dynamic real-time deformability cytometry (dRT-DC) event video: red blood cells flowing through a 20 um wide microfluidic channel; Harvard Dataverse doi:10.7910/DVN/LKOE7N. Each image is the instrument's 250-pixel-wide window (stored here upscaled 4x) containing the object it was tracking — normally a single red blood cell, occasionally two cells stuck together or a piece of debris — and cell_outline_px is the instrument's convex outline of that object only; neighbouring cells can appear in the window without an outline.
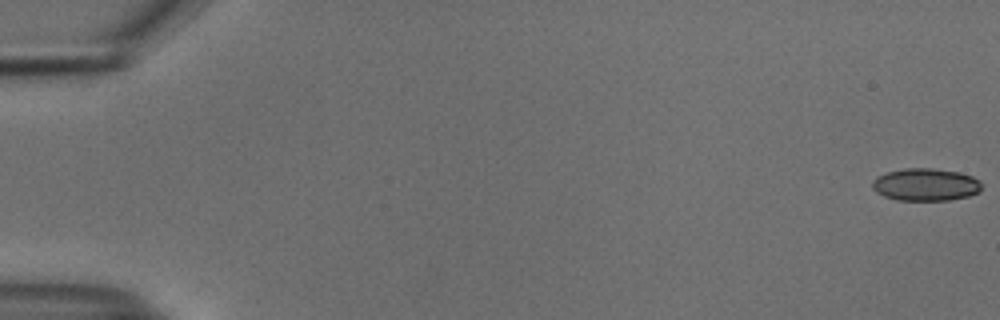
{"species": "common noctule bat (a hibernating species)", "species_latin": "Nyctalus noctula", "temperature_condition": "cold", "stored_images_in_passage": 55, "camera_frame_rate_fps": 3000, "um_per_image_px": 0.085, "animal": {"sex": "male", "body_mass_g": 18.8}, "frame": {"image": 1, "passage_image": 1, "time_ms": 0.0, "image_size_px": [1000, 320], "cell_outline_px": [[980, 192], [968, 196], [948, 200], [896, 200], [884, 196], [876, 192], [872, 188], [872, 180], [876, 176], [888, 172], [904, 168], [932, 168], [956, 172], [972, 176], [980, 180]], "centroid_in_image_um": [78.65, 15.69], "position_along_channel_um": 6.4, "area_um2": 20.69}}
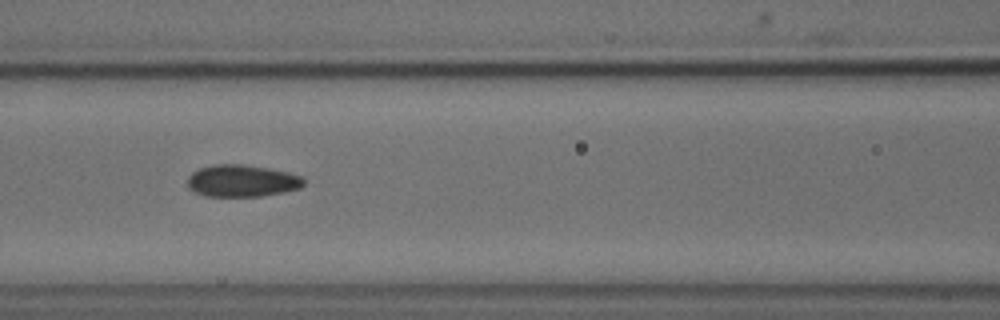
{"frame": {"image": 2, "passage_image": 25, "time_ms": 8.0, "image_size_px": [1000, 320], "cell_outline_px": [[304, 184], [300, 188], [284, 192], [260, 196], [204, 196], [188, 188], [188, 176], [192, 172], [200, 168], [212, 164], [244, 164], [268, 168], [288, 172], [304, 176]], "centroid_in_image_um": [20.58, 15.36], "position_along_channel_um": 146.0, "area_um2": 21.85}}
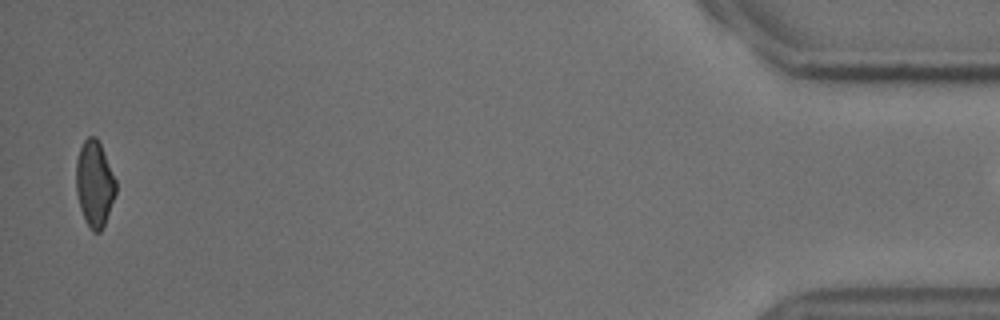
{"frame": {"image": 3, "passage_image": 54, "time_ms": 17.667, "image_size_px": [1000, 320], "cell_outline_px": [[116, 192], [104, 224], [100, 232], [92, 232], [84, 220], [80, 208], [76, 192], [76, 160], [80, 148], [84, 140], [88, 136], [96, 136], [100, 144], [116, 180]], "centroid_in_image_um": [8.02, 15.62], "position_along_channel_um": 427.2, "area_um2": 19.83}}